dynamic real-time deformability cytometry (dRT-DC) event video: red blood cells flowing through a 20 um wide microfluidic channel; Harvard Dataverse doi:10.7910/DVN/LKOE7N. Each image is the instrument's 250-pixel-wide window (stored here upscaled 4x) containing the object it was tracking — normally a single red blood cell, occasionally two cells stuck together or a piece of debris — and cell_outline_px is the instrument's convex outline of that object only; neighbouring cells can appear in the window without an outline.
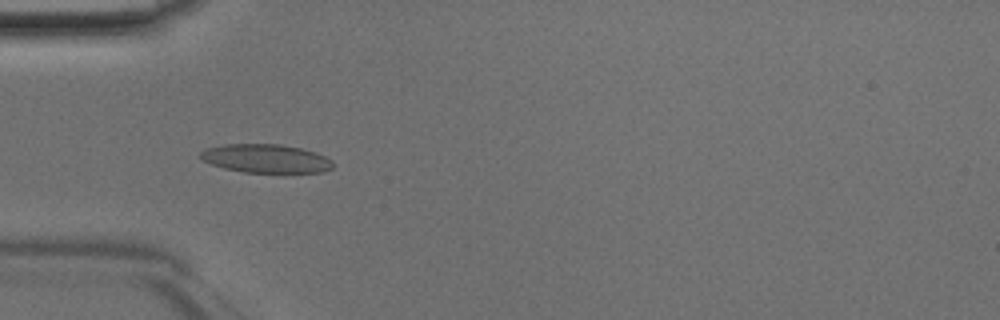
{"species": "Egyptian fruit bat (a non-hibernating species)", "species_latin": "Rousettus aegyptiacus", "temperature_condition": "room temperature", "stored_images_in_passage": 37, "camera_frame_rate_fps": 3000, "um_per_image_px": 0.085, "animal": {"sex": "male"}, "frame": {"image": 1, "passage_image": 5, "time_ms": 1.333, "image_size_px": [1000, 320], "cell_outline_px": [[332, 168], [324, 172], [244, 172], [224, 168], [212, 164], [196, 156], [200, 152], [208, 148], [224, 144], [280, 144], [300, 148], [316, 152], [332, 160]], "centroid_in_image_um": [22.59, 13.47], "position_along_channel_um": 62.4, "area_um2": 21.96}}
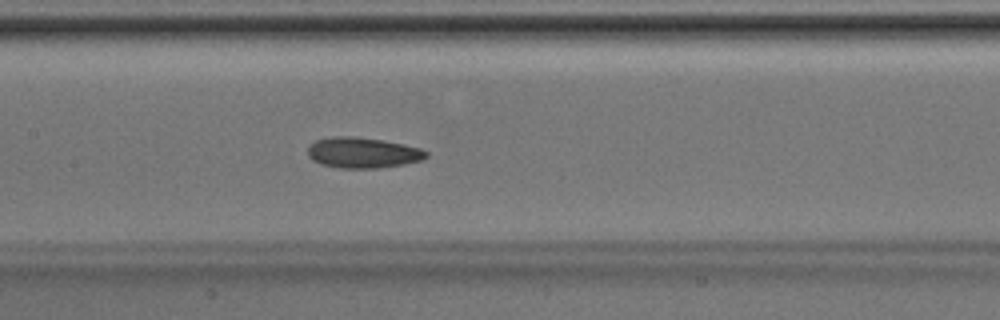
{"frame": {"image": 2, "passage_image": 13, "time_ms": 4.0, "image_size_px": [1000, 320], "cell_outline_px": [[428, 156], [420, 160], [404, 164], [376, 168], [340, 168], [320, 164], [312, 160], [308, 156], [308, 144], [316, 140], [332, 136], [356, 136], [404, 144], [420, 148], [428, 152]], "centroid_in_image_um": [30.79, 12.97], "position_along_channel_um": 176.6, "area_um2": 21.21}}
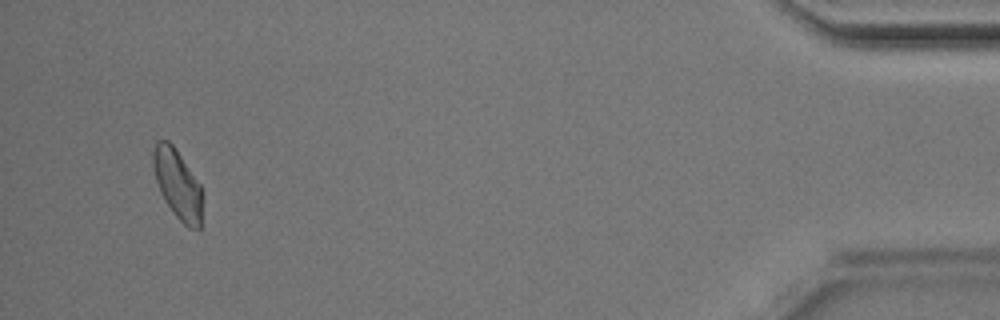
{"frame": {"image": 3, "passage_image": 35, "time_ms": 11.333, "image_size_px": [1000, 320], "cell_outline_px": [[200, 228], [188, 228], [176, 216], [164, 200], [160, 192], [156, 180], [152, 164], [152, 152], [156, 144], [160, 140], [168, 140], [172, 144], [200, 184]], "centroid_in_image_um": [15.05, 15.63], "position_along_channel_um": 420.2, "area_um2": 19.31}}